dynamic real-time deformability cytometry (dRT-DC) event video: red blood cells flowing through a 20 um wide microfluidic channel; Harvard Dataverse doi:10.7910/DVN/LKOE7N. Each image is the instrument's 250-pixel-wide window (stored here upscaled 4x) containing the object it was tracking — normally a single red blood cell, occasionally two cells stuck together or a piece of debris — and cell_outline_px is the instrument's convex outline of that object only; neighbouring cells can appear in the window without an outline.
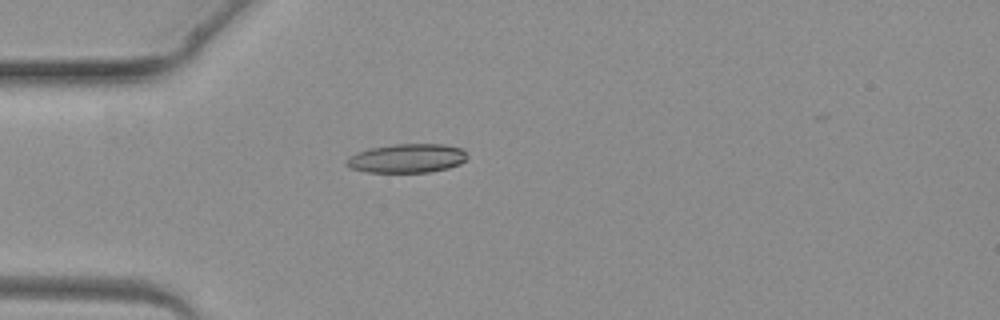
{"species": "common noctule bat (a hibernating species)", "species_latin": "Nyctalus noctula", "temperature_condition": "warm", "stored_images_in_passage": 3, "camera_frame_rate_fps": 3000, "um_per_image_px": 0.085, "animal": {"sex": "female", "body_mass_g": 19.3, "forearm_length_mm": 54.1}, "frame": {"image": 1, "passage_image": 3, "time_ms": 2.333, "image_size_px": [1000, 320], "cell_outline_px": [[468, 156], [460, 164], [448, 168], [428, 172], [368, 172], [348, 168], [344, 164], [348, 156], [368, 148], [392, 144], [444, 144], [464, 148]], "centroid_in_image_um": [34.58, 13.45], "position_along_channel_um": 50.4, "area_um2": 20.63}}